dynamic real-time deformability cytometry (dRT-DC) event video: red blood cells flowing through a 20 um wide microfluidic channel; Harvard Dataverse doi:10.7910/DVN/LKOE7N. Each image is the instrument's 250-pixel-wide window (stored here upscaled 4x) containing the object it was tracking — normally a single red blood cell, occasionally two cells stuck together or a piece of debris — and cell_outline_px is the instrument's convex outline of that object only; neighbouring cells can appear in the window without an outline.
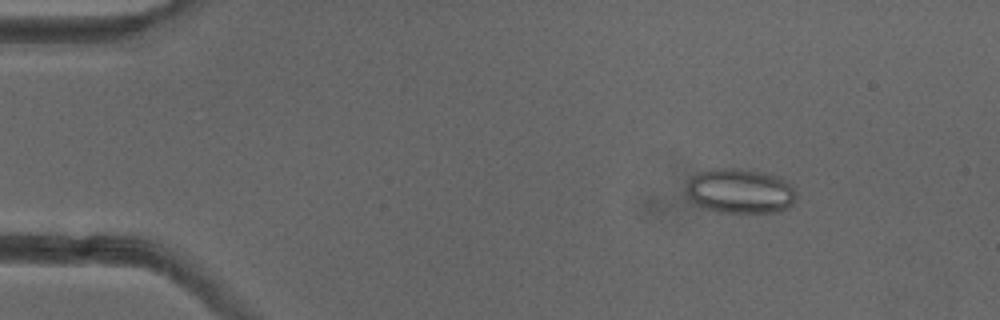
{"species": "common noctule bat (a hibernating species)", "species_latin": "Nyctalus noctula", "temperature_condition": "cold", "stored_images_in_passage": 51, "segment_of_instrument_passage": [1, 2], "camera_frame_rate_fps": 3000, "um_per_image_px": 0.085, "animal": {"sex": "female"}, "frame": {"image": 1, "passage_image": 7, "time_ms": 2.0, "image_size_px": [1000, 320], "cell_outline_px": [[796, 200], [788, 208], [780, 212], [716, 212], [700, 208], [688, 196], [688, 180], [692, 176], [708, 168], [736, 168], [764, 172], [780, 176], [792, 184], [796, 192]], "centroid_in_image_um": [62.94, 16.23], "position_along_channel_um": 22.1, "area_um2": 29.19}}